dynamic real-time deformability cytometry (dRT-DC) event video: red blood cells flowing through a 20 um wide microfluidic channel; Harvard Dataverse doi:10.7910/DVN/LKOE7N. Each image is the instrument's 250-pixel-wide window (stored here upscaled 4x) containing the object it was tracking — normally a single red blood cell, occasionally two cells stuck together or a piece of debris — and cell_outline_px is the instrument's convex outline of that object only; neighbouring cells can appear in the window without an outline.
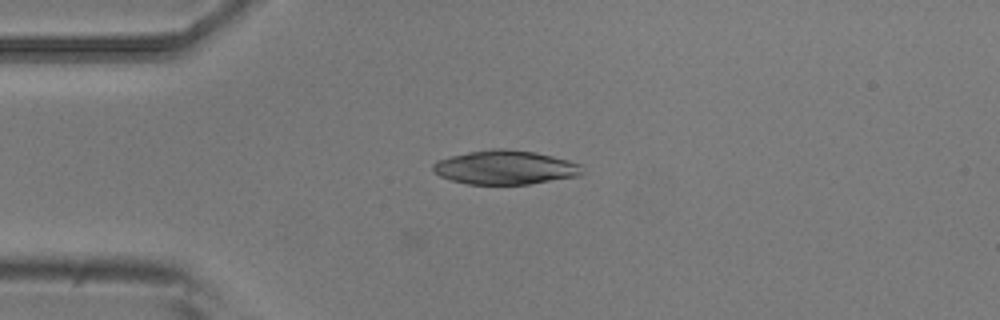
{"species": "common noctule bat (a hibernating species)", "species_latin": "Nyctalus noctula", "temperature_condition": "room temperature", "stored_images_in_passage": 8, "camera_frame_rate_fps": 3000, "um_per_image_px": 0.085, "animal": {"sex": "male", "body_mass_g": 20.5, "forearm_length_mm": 52.5}, "frame": {"image": 1, "passage_image": 6, "time_ms": 1.667, "image_size_px": [1000, 320], "cell_outline_px": [[584, 172], [580, 176], [528, 184], [468, 184], [452, 180], [440, 176], [432, 168], [432, 164], [436, 160], [468, 152], [492, 148], [500, 148], [536, 152], [568, 160], [580, 164]], "centroid_in_image_um": [42.96, 14.23], "position_along_channel_um": 42.0, "area_um2": 29.54}}
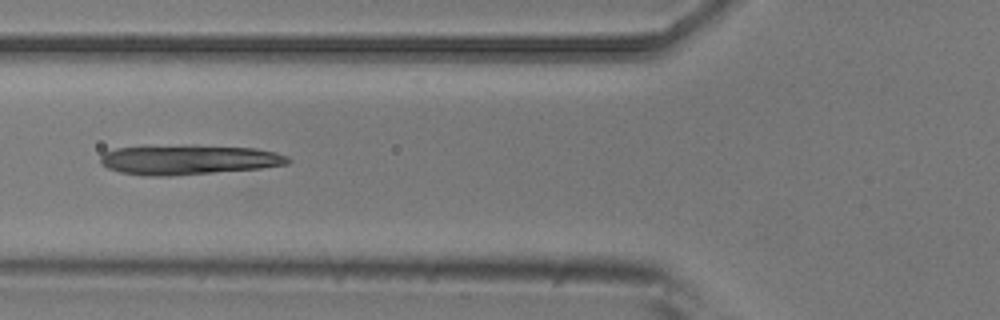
{"frame": {"image": 2, "passage_image": 8, "time_ms": 2.333, "image_size_px": [1000, 320], "cell_outline_px": [[292, 160], [288, 164], [260, 168], [172, 176], [144, 176], [120, 172], [108, 168], [100, 164], [100, 156], [104, 152], [116, 148], [144, 144], [256, 148], [276, 152], [288, 156]], "centroid_in_image_um": [15.95, 13.56], "position_along_channel_um": 109.9, "area_um2": 33.0}}